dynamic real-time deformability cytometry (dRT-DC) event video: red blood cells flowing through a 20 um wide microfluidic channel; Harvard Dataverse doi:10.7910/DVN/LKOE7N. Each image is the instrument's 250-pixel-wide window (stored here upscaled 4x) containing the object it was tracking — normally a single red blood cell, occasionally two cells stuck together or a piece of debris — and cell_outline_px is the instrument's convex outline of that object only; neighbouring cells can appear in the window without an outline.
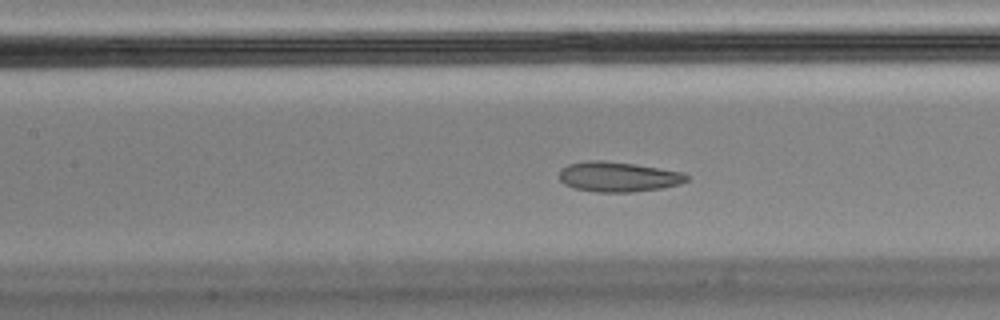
{"species": "Egyptian fruit bat (a non-hibernating species)", "species_latin": "Rousettus aegyptiacus", "temperature_condition": "cold", "stored_images_in_passage": 58, "camera_frame_rate_fps": 3000, "um_per_image_px": 0.085, "animal": {"sex": "male"}, "frame": {"image": 1, "passage_image": 25, "time_ms": 8.0, "image_size_px": [1000, 320], "cell_outline_px": [[688, 180], [680, 184], [660, 188], [632, 192], [596, 192], [576, 188], [564, 184], [560, 180], [560, 168], [568, 164], [592, 160], [600, 160], [632, 164], [684, 172], [688, 176]], "centroid_in_image_um": [52.54, 15.03], "position_along_channel_um": 154.9, "area_um2": 22.08}}